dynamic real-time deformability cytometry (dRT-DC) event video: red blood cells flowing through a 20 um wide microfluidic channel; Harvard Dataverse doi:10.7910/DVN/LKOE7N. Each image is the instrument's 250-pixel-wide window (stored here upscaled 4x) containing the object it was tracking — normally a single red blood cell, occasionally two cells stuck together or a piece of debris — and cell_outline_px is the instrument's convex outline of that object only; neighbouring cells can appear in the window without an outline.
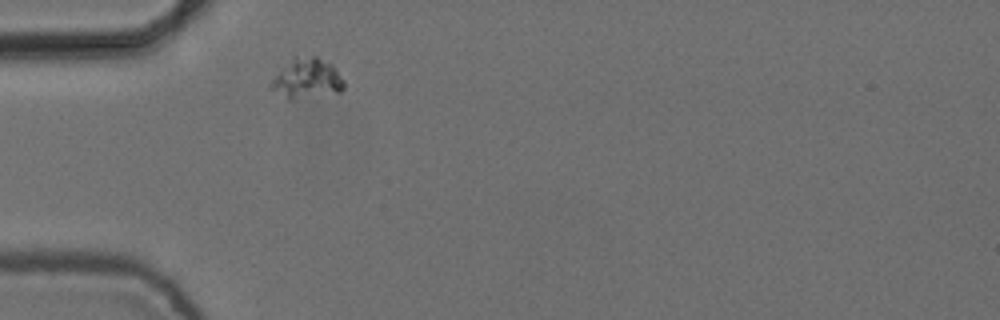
{"species": "common noctule bat (a hibernating species)", "species_latin": "Nyctalus noctula", "temperature_condition": "cold", "stored_images_in_passage": 1, "camera_frame_rate_fps": 3000, "um_per_image_px": 0.085, "animal": {"sex": "female", "body_mass_g": 24.6, "forearm_length_mm": 56.2}, "frame": {"image": 1, "passage_image": 1, "time_ms": 0.0, "image_size_px": [1000, 320], "cell_outline_px": [[344, 88], [340, 92], [292, 100], [288, 100], [268, 88], [268, 84], [296, 56], [316, 56], [332, 64], [344, 80]], "centroid_in_image_um": [26.1, 6.71], "position_along_channel_um": 58.9, "area_um2": 16.94}}